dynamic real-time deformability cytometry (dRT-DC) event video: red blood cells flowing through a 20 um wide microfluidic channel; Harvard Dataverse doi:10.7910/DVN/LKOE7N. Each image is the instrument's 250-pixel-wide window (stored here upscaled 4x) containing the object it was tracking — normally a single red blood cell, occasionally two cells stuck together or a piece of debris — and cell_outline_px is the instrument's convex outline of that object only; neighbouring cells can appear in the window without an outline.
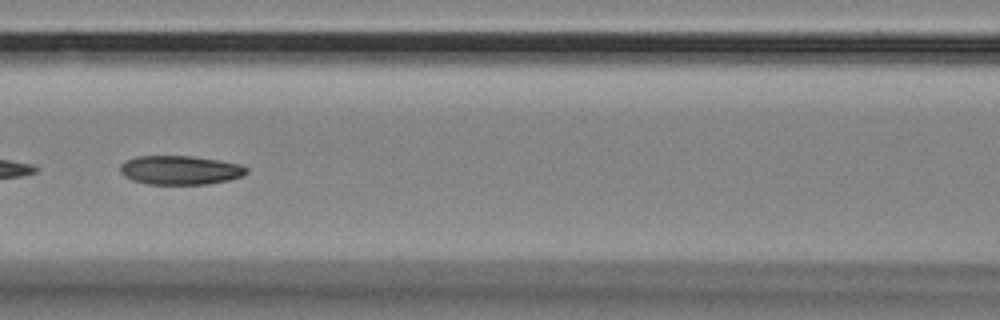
{"species": "Egyptian fruit bat (a non-hibernating species)", "species_latin": "Rousettus aegyptiacus", "temperature_condition": "room temperature", "stored_images_in_passage": 49, "camera_frame_rate_fps": 3000, "um_per_image_px": 0.085, "animal": {"sex": "female"}, "frame": {"image": 1, "passage_image": 18, "time_ms": 5.667, "image_size_px": [1000, 320], "cell_outline_px": [[248, 172], [244, 176], [228, 180], [208, 184], [148, 184], [132, 180], [124, 176], [120, 172], [120, 164], [136, 156], [192, 156], [220, 160], [240, 164], [248, 168]], "centroid_in_image_um": [15.34, 14.46], "position_along_channel_um": 151.3, "area_um2": 21.44}}
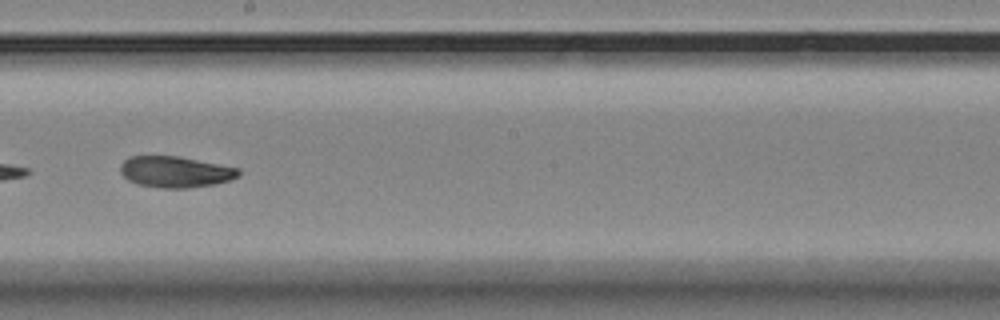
{"frame": {"image": 2, "passage_image": 25, "time_ms": 8.0, "image_size_px": [1000, 320], "cell_outline_px": [[240, 176], [232, 180], [216, 184], [188, 188], [160, 188], [136, 184], [128, 180], [120, 172], [120, 164], [128, 156], [180, 156], [240, 168]], "centroid_in_image_um": [14.92, 14.61], "position_along_channel_um": 233.3, "area_um2": 21.85}}
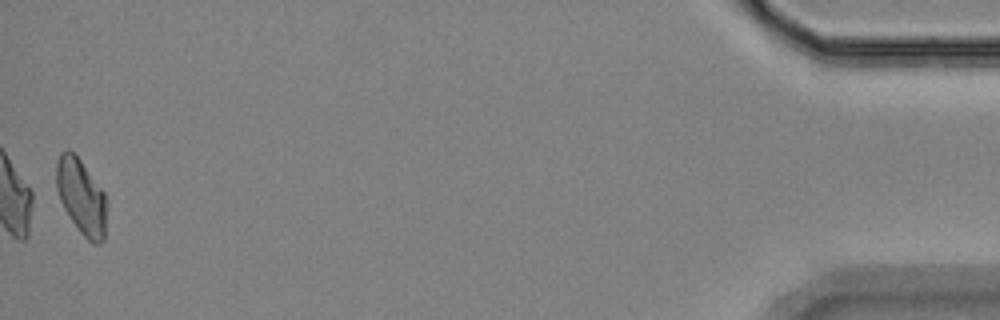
{"frame": {"image": 3, "passage_image": 49, "time_ms": 16.0, "image_size_px": [1000, 320], "cell_outline_px": [[108, 204], [104, 240], [100, 244], [92, 244], [80, 232], [64, 208], [60, 200], [56, 188], [56, 164], [60, 152], [68, 148], [80, 160], [104, 192], [108, 200]], "centroid_in_image_um": [6.94, 16.74], "position_along_channel_um": 428.3, "area_um2": 22.31}, "authors_computed_cell_mechanics": {"area_um2": 21.8484, "velocity_mm_per_s": 3.5329, "shape_relaxation_time_tau1_ms": null, "shape_relaxation_time_tau2_ms": 7.2558, "deformation_change_tau1": null, "deformation_change_tau2": 0.1122}}